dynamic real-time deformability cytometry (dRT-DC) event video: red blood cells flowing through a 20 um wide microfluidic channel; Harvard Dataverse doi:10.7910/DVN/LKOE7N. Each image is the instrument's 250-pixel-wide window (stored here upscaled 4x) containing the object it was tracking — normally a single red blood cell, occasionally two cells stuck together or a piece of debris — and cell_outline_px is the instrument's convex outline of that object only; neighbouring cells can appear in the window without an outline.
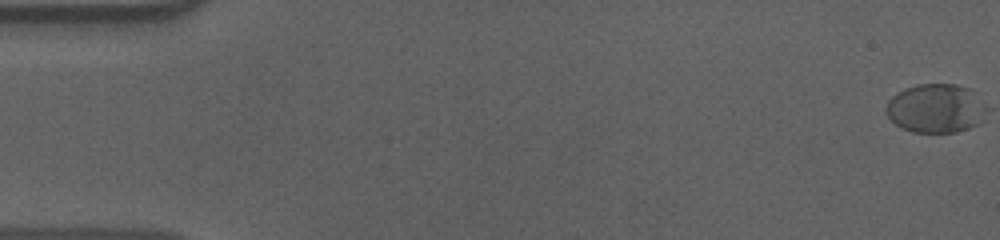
{"species": "human", "species_latin": "Homo sapiens", "temperature_condition": "cold", "stored_images_in_passage": 58, "camera_frame_rate_fps": 3000, "um_per_image_px": 0.085, "donor": {"sex": "male"}, "frame": {"image": 1, "passage_image": 1, "time_ms": 0.0, "image_size_px": [1000, 240], "cell_outline_px": [[976, 124], [968, 128], [956, 132], [912, 132], [896, 124], [888, 116], [884, 108], [888, 100], [892, 96], [916, 84], [956, 84], [968, 88]], "centroid_in_image_um": [79.24, 9.22], "position_along_channel_um": 5.8, "area_um2": 26.18}}
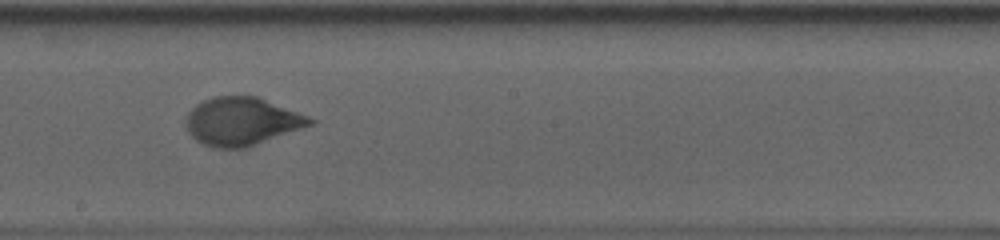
{"frame": {"image": 2, "passage_image": 33, "time_ms": 10.667, "image_size_px": [1000, 240], "cell_outline_px": [[316, 120], [312, 124], [248, 148], [216, 148], [204, 144], [196, 140], [192, 136], [184, 124], [188, 112], [196, 104], [212, 96], [256, 96], [308, 116]], "centroid_in_image_um": [20.52, 10.32], "position_along_channel_um": 227.7, "area_um2": 34.62}}
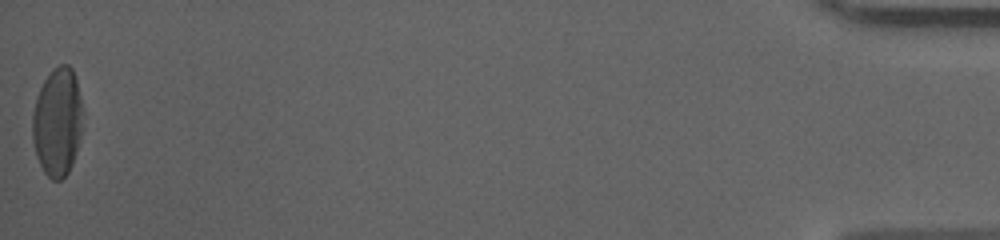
{"frame": {"image": 3, "passage_image": 58, "time_ms": 19.0, "image_size_px": [1000, 240], "cell_outline_px": [[80, 132], [76, 152], [72, 164], [68, 172], [60, 180], [52, 180], [44, 172], [36, 156], [32, 136], [32, 116], [36, 96], [44, 80], [52, 68], [60, 64], [68, 64], [72, 68], [76, 80], [80, 100]], "centroid_in_image_um": [4.84, 10.36], "position_along_channel_um": 430.4, "area_um2": 31.39}, "authors_computed_cell_mechanics": {"area_um2": 32.1079, "velocity_mm_per_s": 3.5998, "shape_relaxation_time_tau1_ms": 4.5188, "shape_relaxation_time_tau2_ms": null, "deformation_change_tau1": 0.1911, "deformation_change_tau2": null}}